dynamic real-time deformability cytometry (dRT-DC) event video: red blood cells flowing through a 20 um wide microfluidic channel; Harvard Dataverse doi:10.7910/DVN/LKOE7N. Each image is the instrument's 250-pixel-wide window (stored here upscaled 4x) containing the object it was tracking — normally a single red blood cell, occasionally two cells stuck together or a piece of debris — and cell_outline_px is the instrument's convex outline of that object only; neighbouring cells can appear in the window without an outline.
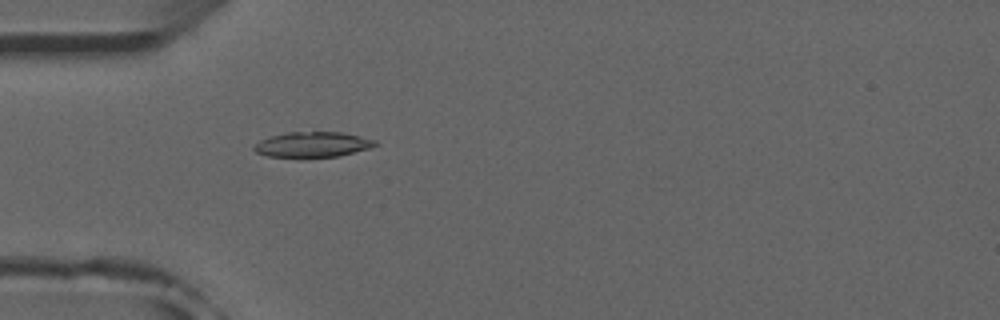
{"species": "common noctule bat (a hibernating species)", "species_latin": "Nyctalus noctula", "temperature_condition": "room temperature", "stored_images_in_passage": 31, "camera_frame_rate_fps": 3000, "um_per_image_px": 0.085, "animal": {"sex": "male", "forearm_length_mm": 52.5}, "frame": {"image": 1, "passage_image": 1, "time_ms": 0.0, "image_size_px": [1000, 320], "cell_outline_px": [[380, 144], [372, 148], [340, 156], [300, 160], [268, 156], [256, 152], [252, 148], [260, 140], [272, 136], [288, 132], [340, 132], [360, 136], [376, 140]], "centroid_in_image_um": [26.59, 12.33], "position_along_channel_um": 58.4, "area_um2": 18.67}}
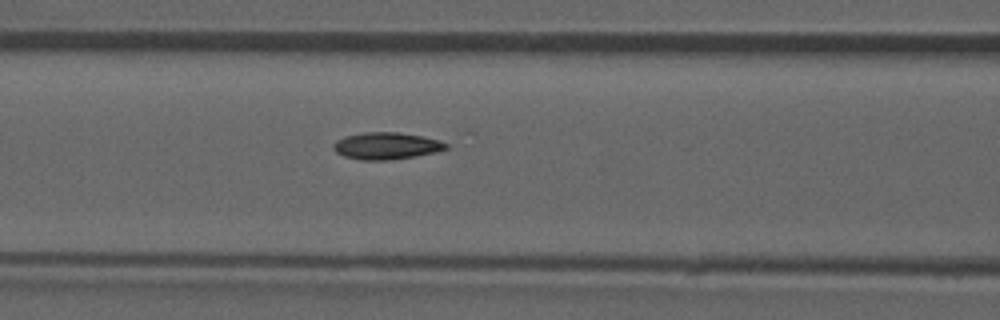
{"frame": {"image": 2, "passage_image": 7, "time_ms": 2.0, "image_size_px": [1000, 320], "cell_outline_px": [[448, 148], [436, 152], [416, 156], [388, 160], [360, 160], [344, 156], [336, 152], [332, 148], [332, 144], [336, 140], [344, 136], [364, 132], [396, 132], [424, 136], [440, 140], [448, 144]], "centroid_in_image_um": [32.83, 12.39], "position_along_channel_um": 133.8, "area_um2": 17.86}}
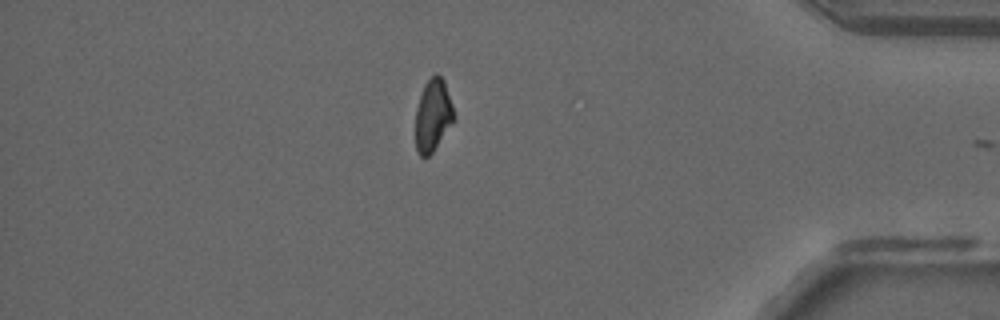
{"frame": {"image": 3, "passage_image": 30, "time_ms": 9.667, "image_size_px": [1000, 320], "cell_outline_px": [[452, 120], [432, 152], [428, 156], [420, 156], [416, 148], [416, 108], [424, 84], [436, 72], [444, 80], [452, 108]], "centroid_in_image_um": [36.75, 9.76], "position_along_channel_um": 398.5, "area_um2": 15.37}, "authors_computed_cell_mechanics": {"area_um2": 17.051, "velocity_mm_per_s": 3.9375, "shape_relaxation_time_tau1_ms": 7.9098, "shape_relaxation_time_tau2_ms": 2.2259, "deformation_change_tau1": 0.2047, "deformation_change_tau2": 0.0534}}